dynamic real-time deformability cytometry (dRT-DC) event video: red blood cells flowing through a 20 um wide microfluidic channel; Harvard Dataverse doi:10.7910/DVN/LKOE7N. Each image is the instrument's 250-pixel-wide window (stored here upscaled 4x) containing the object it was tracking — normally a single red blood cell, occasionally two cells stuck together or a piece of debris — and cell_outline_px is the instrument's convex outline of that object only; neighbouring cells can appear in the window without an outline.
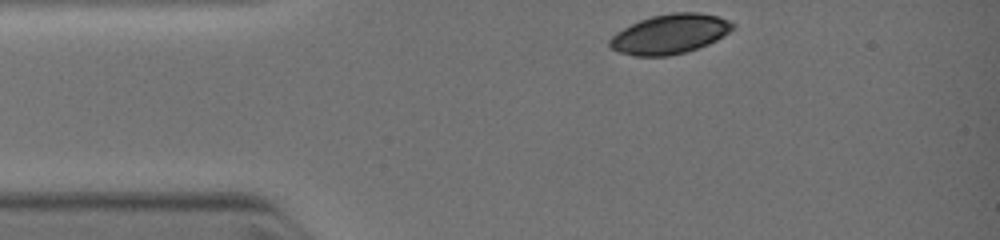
{"species": "common noctule bat (a hibernating species)", "species_latin": "Nyctalus noctula", "temperature_condition": "warm", "stored_images_in_passage": 15, "camera_frame_rate_fps": 3000, "um_per_image_px": 0.085, "animal": {"sex": "female", "body_mass_g": 19.0, "forearm_length_mm": 51.5}, "frame": {"image": 1, "passage_image": 1, "time_ms": 0.0, "image_size_px": [1000, 240], "cell_outline_px": [[736, 24], [728, 32], [716, 40], [708, 44], [688, 52], [668, 56], [636, 56], [620, 52], [612, 48], [608, 44], [608, 40], [612, 36], [624, 28], [640, 20], [652, 16], [672, 12], [696, 12], [716, 16], [728, 20]], "centroid_in_image_um": [56.94, 2.9], "position_along_channel_um": 28.1, "area_um2": 28.15}}
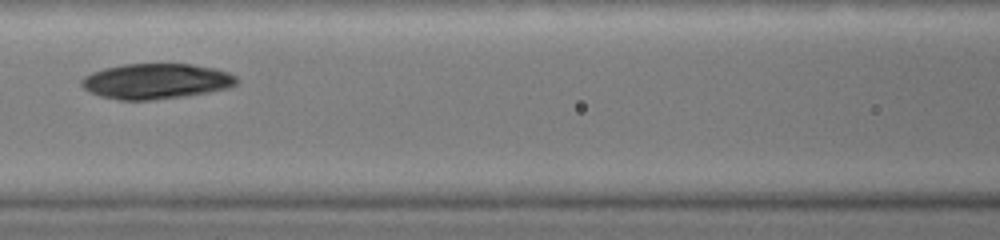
{"frame": {"image": 2, "passage_image": 8, "time_ms": 3.333, "image_size_px": [1000, 240], "cell_outline_px": [[240, 80], [236, 84], [228, 88], [208, 92], [184, 96], [152, 100], [120, 100], [100, 96], [88, 92], [80, 84], [80, 80], [84, 76], [92, 72], [124, 64], [192, 64], [216, 68], [228, 72], [236, 76]], "centroid_in_image_um": [13.28, 6.9], "position_along_channel_um": 153.3, "area_um2": 32.08}}
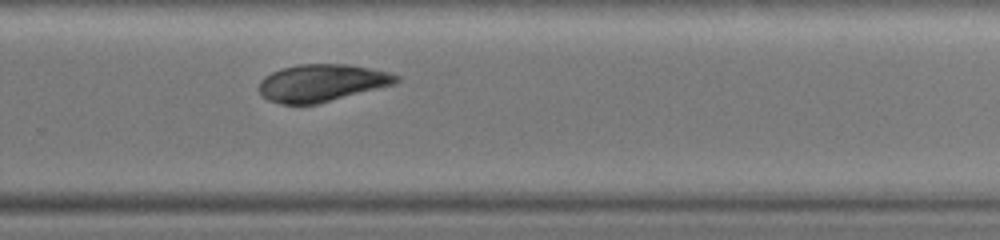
{"frame": {"image": 3, "passage_image": 15, "time_ms": 6.333, "image_size_px": [1000, 240], "cell_outline_px": [[400, 80], [396, 84], [316, 104], [280, 104], [268, 100], [260, 96], [260, 80], [264, 76], [272, 72], [284, 68], [300, 64], [348, 64], [388, 72], [400, 76]], "centroid_in_image_um": [27.35, 7.05], "position_along_channel_um": 302.4, "area_um2": 29.77}}